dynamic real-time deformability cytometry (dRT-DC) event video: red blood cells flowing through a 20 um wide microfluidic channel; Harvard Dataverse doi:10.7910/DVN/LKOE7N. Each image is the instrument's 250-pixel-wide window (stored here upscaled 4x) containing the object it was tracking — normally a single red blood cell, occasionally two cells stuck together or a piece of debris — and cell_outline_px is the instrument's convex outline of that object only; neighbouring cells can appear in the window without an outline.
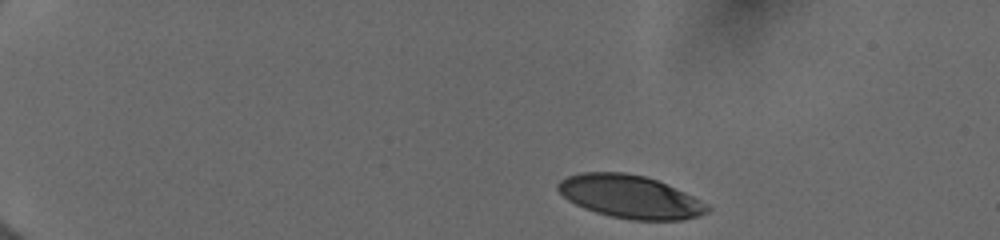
{"species": "human", "species_latin": "Homo sapiens", "temperature_condition": "cold", "stored_images_in_passage": 20, "camera_frame_rate_fps": 3000, "um_per_image_px": 0.085, "donor": {"sex": "female"}, "frame": {"image": 1, "passage_image": 1, "time_ms": 0.0, "image_size_px": [1000, 240], "cell_outline_px": [[712, 208], [708, 212], [700, 216], [684, 220], [632, 220], [612, 216], [596, 212], [584, 208], [568, 200], [556, 188], [556, 184], [560, 180], [568, 176], [580, 172], [624, 172], [644, 176], [656, 180], [684, 192], [708, 204]], "centroid_in_image_um": [53.57, 16.72], "position_along_channel_um": 31.4, "area_um2": 37.34}}
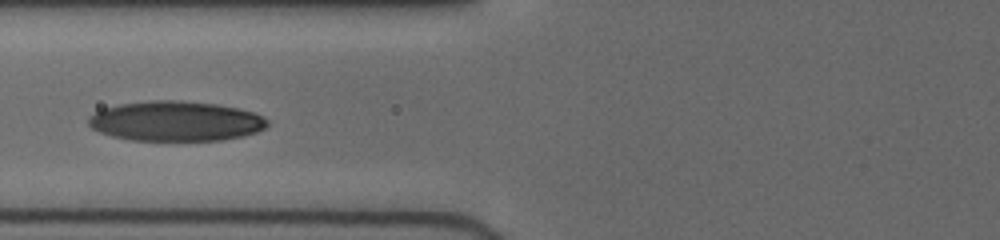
{"frame": {"image": 2, "passage_image": 11, "time_ms": 4.667, "image_size_px": [1000, 240], "cell_outline_px": [[268, 124], [264, 128], [256, 132], [244, 136], [224, 140], [128, 140], [112, 136], [100, 132], [92, 128], [88, 124], [88, 116], [104, 108], [120, 104], [156, 100], [172, 100], [216, 104], [236, 108], [252, 112], [264, 116], [268, 120]], "centroid_in_image_um": [14.93, 10.3], "position_along_channel_um": 110.9, "area_um2": 41.5}}
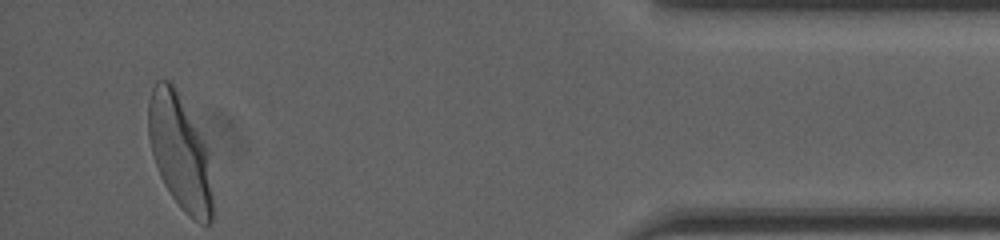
{"frame": {"image": 3, "passage_image": 20, "time_ms": 13.667, "image_size_px": [1000, 240], "cell_outline_px": [[212, 220], [208, 224], [200, 224], [188, 216], [180, 208], [164, 184], [160, 176], [152, 156], [148, 136], [148, 100], [152, 88], [156, 80], [168, 80], [172, 84], [204, 144], [208, 152], [212, 200]], "centroid_in_image_um": [15.25, 12.99], "position_along_channel_um": 420.0, "area_um2": 42.19}, "authors_computed_cell_mechanics": {"area_um2": 40.2288, "velocity_mm_per_s": 3.9638, "shape_relaxation_time_tau1_ms": 3.3762, "shape_relaxation_time_tau2_ms": 0.9544, "deformation_change_tau1": 0.1545, "deformation_change_tau2": 0.0515}}